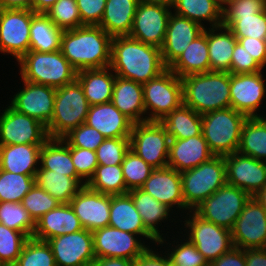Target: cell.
Returning a JSON list of instances; mask_svg holds the SVG:
<instances>
[{
  "label": "cell",
  "mask_w": 266,
  "mask_h": 266,
  "mask_svg": "<svg viewBox=\"0 0 266 266\" xmlns=\"http://www.w3.org/2000/svg\"><path fill=\"white\" fill-rule=\"evenodd\" d=\"M204 29L193 20L171 13L164 43L160 48L165 66L169 68Z\"/></svg>",
  "instance_id": "obj_23"
},
{
  "label": "cell",
  "mask_w": 266,
  "mask_h": 266,
  "mask_svg": "<svg viewBox=\"0 0 266 266\" xmlns=\"http://www.w3.org/2000/svg\"><path fill=\"white\" fill-rule=\"evenodd\" d=\"M69 204L84 229L94 232L109 226L111 195L94 191L85 185Z\"/></svg>",
  "instance_id": "obj_21"
},
{
  "label": "cell",
  "mask_w": 266,
  "mask_h": 266,
  "mask_svg": "<svg viewBox=\"0 0 266 266\" xmlns=\"http://www.w3.org/2000/svg\"><path fill=\"white\" fill-rule=\"evenodd\" d=\"M56 266H92L94 244L92 232L86 229L47 240Z\"/></svg>",
  "instance_id": "obj_15"
},
{
  "label": "cell",
  "mask_w": 266,
  "mask_h": 266,
  "mask_svg": "<svg viewBox=\"0 0 266 266\" xmlns=\"http://www.w3.org/2000/svg\"><path fill=\"white\" fill-rule=\"evenodd\" d=\"M21 204L36 223L40 217L48 213L50 210L58 207L61 202L35 184L33 188L23 197Z\"/></svg>",
  "instance_id": "obj_48"
},
{
  "label": "cell",
  "mask_w": 266,
  "mask_h": 266,
  "mask_svg": "<svg viewBox=\"0 0 266 266\" xmlns=\"http://www.w3.org/2000/svg\"><path fill=\"white\" fill-rule=\"evenodd\" d=\"M36 13L28 9H0V52L17 62L30 49V27Z\"/></svg>",
  "instance_id": "obj_12"
},
{
  "label": "cell",
  "mask_w": 266,
  "mask_h": 266,
  "mask_svg": "<svg viewBox=\"0 0 266 266\" xmlns=\"http://www.w3.org/2000/svg\"><path fill=\"white\" fill-rule=\"evenodd\" d=\"M140 0H106L100 26L112 38L129 36Z\"/></svg>",
  "instance_id": "obj_30"
},
{
  "label": "cell",
  "mask_w": 266,
  "mask_h": 266,
  "mask_svg": "<svg viewBox=\"0 0 266 266\" xmlns=\"http://www.w3.org/2000/svg\"><path fill=\"white\" fill-rule=\"evenodd\" d=\"M90 189L107 195L127 194L121 164L98 165L93 177L86 184Z\"/></svg>",
  "instance_id": "obj_41"
},
{
  "label": "cell",
  "mask_w": 266,
  "mask_h": 266,
  "mask_svg": "<svg viewBox=\"0 0 266 266\" xmlns=\"http://www.w3.org/2000/svg\"><path fill=\"white\" fill-rule=\"evenodd\" d=\"M63 30L44 14L36 13L30 27V49L37 52H55L60 50Z\"/></svg>",
  "instance_id": "obj_38"
},
{
  "label": "cell",
  "mask_w": 266,
  "mask_h": 266,
  "mask_svg": "<svg viewBox=\"0 0 266 266\" xmlns=\"http://www.w3.org/2000/svg\"><path fill=\"white\" fill-rule=\"evenodd\" d=\"M83 25L98 26L105 11L106 0H76Z\"/></svg>",
  "instance_id": "obj_56"
},
{
  "label": "cell",
  "mask_w": 266,
  "mask_h": 266,
  "mask_svg": "<svg viewBox=\"0 0 266 266\" xmlns=\"http://www.w3.org/2000/svg\"><path fill=\"white\" fill-rule=\"evenodd\" d=\"M111 71L110 67H106L84 69L77 72V80L81 84L90 106L111 102L116 80L115 73Z\"/></svg>",
  "instance_id": "obj_31"
},
{
  "label": "cell",
  "mask_w": 266,
  "mask_h": 266,
  "mask_svg": "<svg viewBox=\"0 0 266 266\" xmlns=\"http://www.w3.org/2000/svg\"><path fill=\"white\" fill-rule=\"evenodd\" d=\"M253 198L263 207L266 212V184L258 191Z\"/></svg>",
  "instance_id": "obj_64"
},
{
  "label": "cell",
  "mask_w": 266,
  "mask_h": 266,
  "mask_svg": "<svg viewBox=\"0 0 266 266\" xmlns=\"http://www.w3.org/2000/svg\"><path fill=\"white\" fill-rule=\"evenodd\" d=\"M179 78L190 74L210 71L208 55L207 27L193 40L179 58L169 67Z\"/></svg>",
  "instance_id": "obj_34"
},
{
  "label": "cell",
  "mask_w": 266,
  "mask_h": 266,
  "mask_svg": "<svg viewBox=\"0 0 266 266\" xmlns=\"http://www.w3.org/2000/svg\"><path fill=\"white\" fill-rule=\"evenodd\" d=\"M85 124L106 138H123L130 136L134 123L109 102L90 106Z\"/></svg>",
  "instance_id": "obj_26"
},
{
  "label": "cell",
  "mask_w": 266,
  "mask_h": 266,
  "mask_svg": "<svg viewBox=\"0 0 266 266\" xmlns=\"http://www.w3.org/2000/svg\"><path fill=\"white\" fill-rule=\"evenodd\" d=\"M82 229L84 228L70 204L61 203L36 221L33 238L47 241Z\"/></svg>",
  "instance_id": "obj_25"
},
{
  "label": "cell",
  "mask_w": 266,
  "mask_h": 266,
  "mask_svg": "<svg viewBox=\"0 0 266 266\" xmlns=\"http://www.w3.org/2000/svg\"><path fill=\"white\" fill-rule=\"evenodd\" d=\"M28 239L22 232L0 223V262L4 266H14Z\"/></svg>",
  "instance_id": "obj_45"
},
{
  "label": "cell",
  "mask_w": 266,
  "mask_h": 266,
  "mask_svg": "<svg viewBox=\"0 0 266 266\" xmlns=\"http://www.w3.org/2000/svg\"><path fill=\"white\" fill-rule=\"evenodd\" d=\"M183 104L203 115L231 107L230 73L209 71L181 78Z\"/></svg>",
  "instance_id": "obj_3"
},
{
  "label": "cell",
  "mask_w": 266,
  "mask_h": 266,
  "mask_svg": "<svg viewBox=\"0 0 266 266\" xmlns=\"http://www.w3.org/2000/svg\"><path fill=\"white\" fill-rule=\"evenodd\" d=\"M111 70L116 76L144 84L164 72L160 48L129 36H116L111 41Z\"/></svg>",
  "instance_id": "obj_1"
},
{
  "label": "cell",
  "mask_w": 266,
  "mask_h": 266,
  "mask_svg": "<svg viewBox=\"0 0 266 266\" xmlns=\"http://www.w3.org/2000/svg\"><path fill=\"white\" fill-rule=\"evenodd\" d=\"M168 266H179V265H176L173 262H171L169 257H168Z\"/></svg>",
  "instance_id": "obj_67"
},
{
  "label": "cell",
  "mask_w": 266,
  "mask_h": 266,
  "mask_svg": "<svg viewBox=\"0 0 266 266\" xmlns=\"http://www.w3.org/2000/svg\"><path fill=\"white\" fill-rule=\"evenodd\" d=\"M92 266H135V260L124 258H95Z\"/></svg>",
  "instance_id": "obj_61"
},
{
  "label": "cell",
  "mask_w": 266,
  "mask_h": 266,
  "mask_svg": "<svg viewBox=\"0 0 266 266\" xmlns=\"http://www.w3.org/2000/svg\"><path fill=\"white\" fill-rule=\"evenodd\" d=\"M126 189L140 188L154 170L141 157L129 150L121 163Z\"/></svg>",
  "instance_id": "obj_46"
},
{
  "label": "cell",
  "mask_w": 266,
  "mask_h": 266,
  "mask_svg": "<svg viewBox=\"0 0 266 266\" xmlns=\"http://www.w3.org/2000/svg\"><path fill=\"white\" fill-rule=\"evenodd\" d=\"M185 241V242H184ZM180 239V244L169 245L171 249H167L165 254L168 255L171 262L179 266H210L206 258L197 250L187 238ZM175 247V248H174ZM172 250V251H171Z\"/></svg>",
  "instance_id": "obj_51"
},
{
  "label": "cell",
  "mask_w": 266,
  "mask_h": 266,
  "mask_svg": "<svg viewBox=\"0 0 266 266\" xmlns=\"http://www.w3.org/2000/svg\"><path fill=\"white\" fill-rule=\"evenodd\" d=\"M42 145H0V169L11 173L36 176Z\"/></svg>",
  "instance_id": "obj_29"
},
{
  "label": "cell",
  "mask_w": 266,
  "mask_h": 266,
  "mask_svg": "<svg viewBox=\"0 0 266 266\" xmlns=\"http://www.w3.org/2000/svg\"><path fill=\"white\" fill-rule=\"evenodd\" d=\"M234 247L245 249L266 248V212L251 197L231 229Z\"/></svg>",
  "instance_id": "obj_16"
},
{
  "label": "cell",
  "mask_w": 266,
  "mask_h": 266,
  "mask_svg": "<svg viewBox=\"0 0 266 266\" xmlns=\"http://www.w3.org/2000/svg\"><path fill=\"white\" fill-rule=\"evenodd\" d=\"M111 41L100 26L84 25L63 30L60 50L77 71L102 69L111 63Z\"/></svg>",
  "instance_id": "obj_2"
},
{
  "label": "cell",
  "mask_w": 266,
  "mask_h": 266,
  "mask_svg": "<svg viewBox=\"0 0 266 266\" xmlns=\"http://www.w3.org/2000/svg\"><path fill=\"white\" fill-rule=\"evenodd\" d=\"M111 103L134 124L146 122L141 83L116 76Z\"/></svg>",
  "instance_id": "obj_28"
},
{
  "label": "cell",
  "mask_w": 266,
  "mask_h": 266,
  "mask_svg": "<svg viewBox=\"0 0 266 266\" xmlns=\"http://www.w3.org/2000/svg\"><path fill=\"white\" fill-rule=\"evenodd\" d=\"M35 184L61 203H70V200L86 185L81 178H72L66 176V173H55L51 170H38Z\"/></svg>",
  "instance_id": "obj_37"
},
{
  "label": "cell",
  "mask_w": 266,
  "mask_h": 266,
  "mask_svg": "<svg viewBox=\"0 0 266 266\" xmlns=\"http://www.w3.org/2000/svg\"><path fill=\"white\" fill-rule=\"evenodd\" d=\"M90 105L76 79L56 88L53 117L46 126L49 138H63L72 129L85 123Z\"/></svg>",
  "instance_id": "obj_6"
},
{
  "label": "cell",
  "mask_w": 266,
  "mask_h": 266,
  "mask_svg": "<svg viewBox=\"0 0 266 266\" xmlns=\"http://www.w3.org/2000/svg\"><path fill=\"white\" fill-rule=\"evenodd\" d=\"M228 28L236 38L266 40V9L252 16H239Z\"/></svg>",
  "instance_id": "obj_49"
},
{
  "label": "cell",
  "mask_w": 266,
  "mask_h": 266,
  "mask_svg": "<svg viewBox=\"0 0 266 266\" xmlns=\"http://www.w3.org/2000/svg\"><path fill=\"white\" fill-rule=\"evenodd\" d=\"M210 266H246L245 250L233 247L230 251L215 259Z\"/></svg>",
  "instance_id": "obj_58"
},
{
  "label": "cell",
  "mask_w": 266,
  "mask_h": 266,
  "mask_svg": "<svg viewBox=\"0 0 266 266\" xmlns=\"http://www.w3.org/2000/svg\"><path fill=\"white\" fill-rule=\"evenodd\" d=\"M128 194L132 197L145 227L158 239L157 245L164 246L166 244V238L162 236L163 233H160L162 230L160 231L157 225L168 220L170 218L169 213L172 210L140 188L129 190Z\"/></svg>",
  "instance_id": "obj_33"
},
{
  "label": "cell",
  "mask_w": 266,
  "mask_h": 266,
  "mask_svg": "<svg viewBox=\"0 0 266 266\" xmlns=\"http://www.w3.org/2000/svg\"><path fill=\"white\" fill-rule=\"evenodd\" d=\"M247 118L231 107L202 115V135L215 156L238 151L242 126Z\"/></svg>",
  "instance_id": "obj_5"
},
{
  "label": "cell",
  "mask_w": 266,
  "mask_h": 266,
  "mask_svg": "<svg viewBox=\"0 0 266 266\" xmlns=\"http://www.w3.org/2000/svg\"><path fill=\"white\" fill-rule=\"evenodd\" d=\"M96 258H124L135 260L148 248L134 233L106 226L92 232ZM137 238H136V237ZM140 239V240H139Z\"/></svg>",
  "instance_id": "obj_14"
},
{
  "label": "cell",
  "mask_w": 266,
  "mask_h": 266,
  "mask_svg": "<svg viewBox=\"0 0 266 266\" xmlns=\"http://www.w3.org/2000/svg\"><path fill=\"white\" fill-rule=\"evenodd\" d=\"M262 70L263 68L256 62L253 56H250L237 41L231 59L230 73L245 74L260 72Z\"/></svg>",
  "instance_id": "obj_55"
},
{
  "label": "cell",
  "mask_w": 266,
  "mask_h": 266,
  "mask_svg": "<svg viewBox=\"0 0 266 266\" xmlns=\"http://www.w3.org/2000/svg\"><path fill=\"white\" fill-rule=\"evenodd\" d=\"M240 154L257 160L266 158V117H248L242 126Z\"/></svg>",
  "instance_id": "obj_40"
},
{
  "label": "cell",
  "mask_w": 266,
  "mask_h": 266,
  "mask_svg": "<svg viewBox=\"0 0 266 266\" xmlns=\"http://www.w3.org/2000/svg\"><path fill=\"white\" fill-rule=\"evenodd\" d=\"M251 196L226 183L193 211L203 220L231 230Z\"/></svg>",
  "instance_id": "obj_9"
},
{
  "label": "cell",
  "mask_w": 266,
  "mask_h": 266,
  "mask_svg": "<svg viewBox=\"0 0 266 266\" xmlns=\"http://www.w3.org/2000/svg\"><path fill=\"white\" fill-rule=\"evenodd\" d=\"M170 137L158 121L135 123L130 134V150L154 169L168 167Z\"/></svg>",
  "instance_id": "obj_11"
},
{
  "label": "cell",
  "mask_w": 266,
  "mask_h": 266,
  "mask_svg": "<svg viewBox=\"0 0 266 266\" xmlns=\"http://www.w3.org/2000/svg\"><path fill=\"white\" fill-rule=\"evenodd\" d=\"M70 147H79L96 151L98 146L106 139L99 131L83 123L72 129L62 138Z\"/></svg>",
  "instance_id": "obj_53"
},
{
  "label": "cell",
  "mask_w": 266,
  "mask_h": 266,
  "mask_svg": "<svg viewBox=\"0 0 266 266\" xmlns=\"http://www.w3.org/2000/svg\"><path fill=\"white\" fill-rule=\"evenodd\" d=\"M262 161H263L265 169H266V158H264Z\"/></svg>",
  "instance_id": "obj_68"
},
{
  "label": "cell",
  "mask_w": 266,
  "mask_h": 266,
  "mask_svg": "<svg viewBox=\"0 0 266 266\" xmlns=\"http://www.w3.org/2000/svg\"><path fill=\"white\" fill-rule=\"evenodd\" d=\"M172 9L139 2L129 37L161 48Z\"/></svg>",
  "instance_id": "obj_17"
},
{
  "label": "cell",
  "mask_w": 266,
  "mask_h": 266,
  "mask_svg": "<svg viewBox=\"0 0 266 266\" xmlns=\"http://www.w3.org/2000/svg\"><path fill=\"white\" fill-rule=\"evenodd\" d=\"M21 80L54 88L63 87L77 79V70L61 50L37 52L29 50L19 61Z\"/></svg>",
  "instance_id": "obj_4"
},
{
  "label": "cell",
  "mask_w": 266,
  "mask_h": 266,
  "mask_svg": "<svg viewBox=\"0 0 266 266\" xmlns=\"http://www.w3.org/2000/svg\"><path fill=\"white\" fill-rule=\"evenodd\" d=\"M58 0H33L32 1V10L35 13H44L47 12Z\"/></svg>",
  "instance_id": "obj_63"
},
{
  "label": "cell",
  "mask_w": 266,
  "mask_h": 266,
  "mask_svg": "<svg viewBox=\"0 0 266 266\" xmlns=\"http://www.w3.org/2000/svg\"><path fill=\"white\" fill-rule=\"evenodd\" d=\"M222 9L232 0H214Z\"/></svg>",
  "instance_id": "obj_66"
},
{
  "label": "cell",
  "mask_w": 266,
  "mask_h": 266,
  "mask_svg": "<svg viewBox=\"0 0 266 266\" xmlns=\"http://www.w3.org/2000/svg\"><path fill=\"white\" fill-rule=\"evenodd\" d=\"M246 266H266V248L245 249Z\"/></svg>",
  "instance_id": "obj_60"
},
{
  "label": "cell",
  "mask_w": 266,
  "mask_h": 266,
  "mask_svg": "<svg viewBox=\"0 0 266 266\" xmlns=\"http://www.w3.org/2000/svg\"><path fill=\"white\" fill-rule=\"evenodd\" d=\"M207 42L210 71L230 73L231 59L237 42L231 30L224 25L207 28Z\"/></svg>",
  "instance_id": "obj_32"
},
{
  "label": "cell",
  "mask_w": 266,
  "mask_h": 266,
  "mask_svg": "<svg viewBox=\"0 0 266 266\" xmlns=\"http://www.w3.org/2000/svg\"><path fill=\"white\" fill-rule=\"evenodd\" d=\"M0 113V145H43L48 139L46 126L10 105Z\"/></svg>",
  "instance_id": "obj_13"
},
{
  "label": "cell",
  "mask_w": 266,
  "mask_h": 266,
  "mask_svg": "<svg viewBox=\"0 0 266 266\" xmlns=\"http://www.w3.org/2000/svg\"><path fill=\"white\" fill-rule=\"evenodd\" d=\"M140 2L154 5H161L167 8L172 9L175 3V0H140Z\"/></svg>",
  "instance_id": "obj_65"
},
{
  "label": "cell",
  "mask_w": 266,
  "mask_h": 266,
  "mask_svg": "<svg viewBox=\"0 0 266 266\" xmlns=\"http://www.w3.org/2000/svg\"><path fill=\"white\" fill-rule=\"evenodd\" d=\"M45 15L62 30L84 26L81 21L76 0H58Z\"/></svg>",
  "instance_id": "obj_47"
},
{
  "label": "cell",
  "mask_w": 266,
  "mask_h": 266,
  "mask_svg": "<svg viewBox=\"0 0 266 266\" xmlns=\"http://www.w3.org/2000/svg\"><path fill=\"white\" fill-rule=\"evenodd\" d=\"M14 266H56L54 255L47 241L29 238Z\"/></svg>",
  "instance_id": "obj_44"
},
{
  "label": "cell",
  "mask_w": 266,
  "mask_h": 266,
  "mask_svg": "<svg viewBox=\"0 0 266 266\" xmlns=\"http://www.w3.org/2000/svg\"><path fill=\"white\" fill-rule=\"evenodd\" d=\"M109 226L134 233L138 237H145L152 243H158V239L145 227L132 197L128 193L111 195Z\"/></svg>",
  "instance_id": "obj_27"
},
{
  "label": "cell",
  "mask_w": 266,
  "mask_h": 266,
  "mask_svg": "<svg viewBox=\"0 0 266 266\" xmlns=\"http://www.w3.org/2000/svg\"><path fill=\"white\" fill-rule=\"evenodd\" d=\"M158 122L170 139H187L202 134V115L184 104Z\"/></svg>",
  "instance_id": "obj_35"
},
{
  "label": "cell",
  "mask_w": 266,
  "mask_h": 266,
  "mask_svg": "<svg viewBox=\"0 0 266 266\" xmlns=\"http://www.w3.org/2000/svg\"><path fill=\"white\" fill-rule=\"evenodd\" d=\"M214 156L202 134L187 139H170L168 167L181 173L209 161Z\"/></svg>",
  "instance_id": "obj_24"
},
{
  "label": "cell",
  "mask_w": 266,
  "mask_h": 266,
  "mask_svg": "<svg viewBox=\"0 0 266 266\" xmlns=\"http://www.w3.org/2000/svg\"><path fill=\"white\" fill-rule=\"evenodd\" d=\"M190 214L187 212L189 216L183 221L186 238L209 264L234 247L231 230L203 220L194 211H190Z\"/></svg>",
  "instance_id": "obj_10"
},
{
  "label": "cell",
  "mask_w": 266,
  "mask_h": 266,
  "mask_svg": "<svg viewBox=\"0 0 266 266\" xmlns=\"http://www.w3.org/2000/svg\"><path fill=\"white\" fill-rule=\"evenodd\" d=\"M243 46L245 51L264 68L266 65V40L255 39L251 37L236 38Z\"/></svg>",
  "instance_id": "obj_57"
},
{
  "label": "cell",
  "mask_w": 266,
  "mask_h": 266,
  "mask_svg": "<svg viewBox=\"0 0 266 266\" xmlns=\"http://www.w3.org/2000/svg\"><path fill=\"white\" fill-rule=\"evenodd\" d=\"M23 88L13 95L10 106L47 126L53 117L56 88L22 80Z\"/></svg>",
  "instance_id": "obj_19"
},
{
  "label": "cell",
  "mask_w": 266,
  "mask_h": 266,
  "mask_svg": "<svg viewBox=\"0 0 266 266\" xmlns=\"http://www.w3.org/2000/svg\"><path fill=\"white\" fill-rule=\"evenodd\" d=\"M39 165V170H51L80 178L72 162L70 146L62 138H49L41 146Z\"/></svg>",
  "instance_id": "obj_36"
},
{
  "label": "cell",
  "mask_w": 266,
  "mask_h": 266,
  "mask_svg": "<svg viewBox=\"0 0 266 266\" xmlns=\"http://www.w3.org/2000/svg\"><path fill=\"white\" fill-rule=\"evenodd\" d=\"M174 14L193 20L205 28L202 21L210 27L222 25V8L214 0H175Z\"/></svg>",
  "instance_id": "obj_39"
},
{
  "label": "cell",
  "mask_w": 266,
  "mask_h": 266,
  "mask_svg": "<svg viewBox=\"0 0 266 266\" xmlns=\"http://www.w3.org/2000/svg\"><path fill=\"white\" fill-rule=\"evenodd\" d=\"M33 0H0V9H28L32 10Z\"/></svg>",
  "instance_id": "obj_62"
},
{
  "label": "cell",
  "mask_w": 266,
  "mask_h": 266,
  "mask_svg": "<svg viewBox=\"0 0 266 266\" xmlns=\"http://www.w3.org/2000/svg\"><path fill=\"white\" fill-rule=\"evenodd\" d=\"M185 205L193 211L227 183L224 156H214L199 166L180 173Z\"/></svg>",
  "instance_id": "obj_7"
},
{
  "label": "cell",
  "mask_w": 266,
  "mask_h": 266,
  "mask_svg": "<svg viewBox=\"0 0 266 266\" xmlns=\"http://www.w3.org/2000/svg\"><path fill=\"white\" fill-rule=\"evenodd\" d=\"M260 72L230 73L231 108L247 117H262L257 114L266 94L265 79Z\"/></svg>",
  "instance_id": "obj_18"
},
{
  "label": "cell",
  "mask_w": 266,
  "mask_h": 266,
  "mask_svg": "<svg viewBox=\"0 0 266 266\" xmlns=\"http://www.w3.org/2000/svg\"><path fill=\"white\" fill-rule=\"evenodd\" d=\"M130 150V136L123 138H106L97 148L98 165H117L124 160Z\"/></svg>",
  "instance_id": "obj_50"
},
{
  "label": "cell",
  "mask_w": 266,
  "mask_h": 266,
  "mask_svg": "<svg viewBox=\"0 0 266 266\" xmlns=\"http://www.w3.org/2000/svg\"><path fill=\"white\" fill-rule=\"evenodd\" d=\"M266 9V0H232L222 9V25L229 27L239 16H252Z\"/></svg>",
  "instance_id": "obj_52"
},
{
  "label": "cell",
  "mask_w": 266,
  "mask_h": 266,
  "mask_svg": "<svg viewBox=\"0 0 266 266\" xmlns=\"http://www.w3.org/2000/svg\"><path fill=\"white\" fill-rule=\"evenodd\" d=\"M140 189L172 211L174 207L191 211L184 203L180 172L173 168L154 169Z\"/></svg>",
  "instance_id": "obj_22"
},
{
  "label": "cell",
  "mask_w": 266,
  "mask_h": 266,
  "mask_svg": "<svg viewBox=\"0 0 266 266\" xmlns=\"http://www.w3.org/2000/svg\"><path fill=\"white\" fill-rule=\"evenodd\" d=\"M70 152L77 175L87 184L98 166L96 152L79 147H70Z\"/></svg>",
  "instance_id": "obj_54"
},
{
  "label": "cell",
  "mask_w": 266,
  "mask_h": 266,
  "mask_svg": "<svg viewBox=\"0 0 266 266\" xmlns=\"http://www.w3.org/2000/svg\"><path fill=\"white\" fill-rule=\"evenodd\" d=\"M35 185V177L0 169V202L19 203Z\"/></svg>",
  "instance_id": "obj_42"
},
{
  "label": "cell",
  "mask_w": 266,
  "mask_h": 266,
  "mask_svg": "<svg viewBox=\"0 0 266 266\" xmlns=\"http://www.w3.org/2000/svg\"><path fill=\"white\" fill-rule=\"evenodd\" d=\"M135 266H168V255H159L158 251L155 252L149 247L135 259Z\"/></svg>",
  "instance_id": "obj_59"
},
{
  "label": "cell",
  "mask_w": 266,
  "mask_h": 266,
  "mask_svg": "<svg viewBox=\"0 0 266 266\" xmlns=\"http://www.w3.org/2000/svg\"><path fill=\"white\" fill-rule=\"evenodd\" d=\"M0 223L10 229L22 232L28 238L33 237L35 222L21 202H0Z\"/></svg>",
  "instance_id": "obj_43"
},
{
  "label": "cell",
  "mask_w": 266,
  "mask_h": 266,
  "mask_svg": "<svg viewBox=\"0 0 266 266\" xmlns=\"http://www.w3.org/2000/svg\"><path fill=\"white\" fill-rule=\"evenodd\" d=\"M227 183L244 190L251 197L266 184V169L262 160L240 154L224 156Z\"/></svg>",
  "instance_id": "obj_20"
},
{
  "label": "cell",
  "mask_w": 266,
  "mask_h": 266,
  "mask_svg": "<svg viewBox=\"0 0 266 266\" xmlns=\"http://www.w3.org/2000/svg\"><path fill=\"white\" fill-rule=\"evenodd\" d=\"M142 86L146 121H159L183 104L181 78L169 68Z\"/></svg>",
  "instance_id": "obj_8"
}]
</instances>
